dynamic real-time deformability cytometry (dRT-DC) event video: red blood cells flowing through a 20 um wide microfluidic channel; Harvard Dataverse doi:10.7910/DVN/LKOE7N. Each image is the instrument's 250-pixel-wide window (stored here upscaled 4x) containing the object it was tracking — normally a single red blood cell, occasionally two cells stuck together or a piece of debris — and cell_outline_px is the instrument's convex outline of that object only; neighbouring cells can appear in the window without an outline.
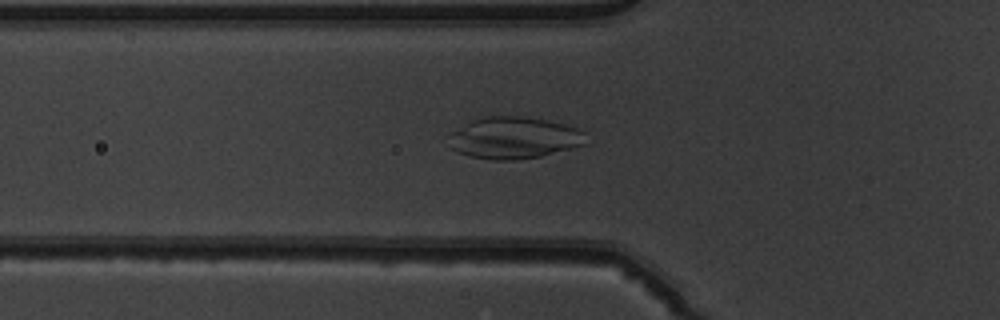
{"species": "common noctule bat (a hibernating species)", "species_latin": "Nyctalus noctula", "temperature_condition": "warm", "stored_images_in_passage": 51, "camera_frame_rate_fps": 3000, "um_per_image_px": 0.085, "animal": {"sex": "male", "body_mass_g": 19.5, "forearm_length_mm": 54.6}, "frame": {"image": 1, "passage_image": 18, "time_ms": 5.667, "image_size_px": [1000, 320], "cell_outline_px": [[588, 144], [540, 156], [516, 160], [492, 160], [468, 156], [456, 152], [448, 148], [448, 136], [452, 132], [472, 120], [484, 116], [524, 116], [564, 124], [580, 128], [588, 132]], "centroid_in_image_um": [43.71, 11.72], "position_along_channel_um": 82.1, "area_um2": 33.99}}
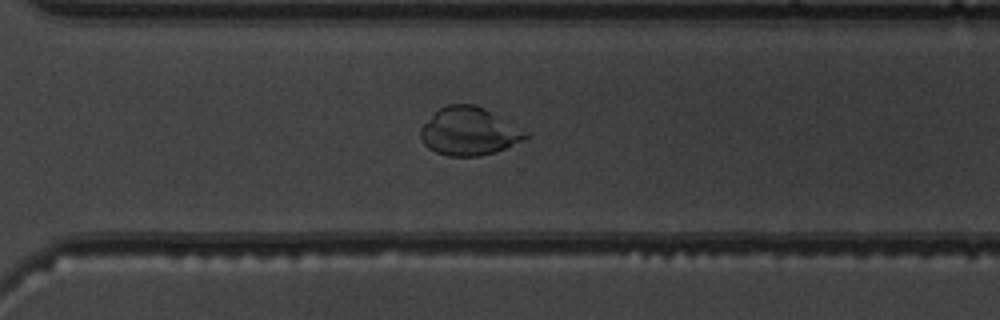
{"frame": {"image": 2, "passage_image": 37, "time_ms": 12.0, "image_size_px": [1000, 320], "cell_outline_px": [[532, 136], [524, 140], [496, 152], [480, 156], [448, 156], [436, 152], [428, 148], [424, 144], [420, 136], [420, 128], [440, 108], [448, 104], [476, 104], [532, 132]], "centroid_in_image_um": [39.94, 11.17], "position_along_channel_um": 330.7, "area_um2": 29.71}}
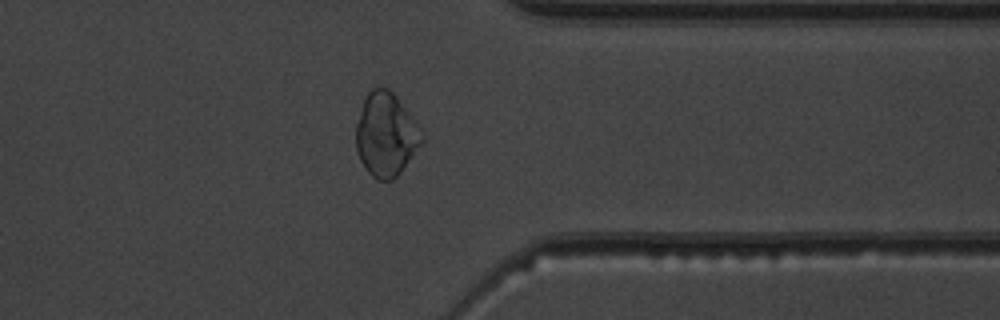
{"frame": {"image": 3, "passage_image": 41, "time_ms": 13.333, "image_size_px": [1000, 320], "cell_outline_px": [[424, 140], [400, 172], [392, 180], [376, 180], [364, 168], [360, 160], [356, 148], [356, 124], [364, 96], [372, 88], [388, 88], [396, 96], [416, 120], [424, 136]], "centroid_in_image_um": [32.8, 11.43], "position_along_channel_um": 378.6, "area_um2": 32.14}}